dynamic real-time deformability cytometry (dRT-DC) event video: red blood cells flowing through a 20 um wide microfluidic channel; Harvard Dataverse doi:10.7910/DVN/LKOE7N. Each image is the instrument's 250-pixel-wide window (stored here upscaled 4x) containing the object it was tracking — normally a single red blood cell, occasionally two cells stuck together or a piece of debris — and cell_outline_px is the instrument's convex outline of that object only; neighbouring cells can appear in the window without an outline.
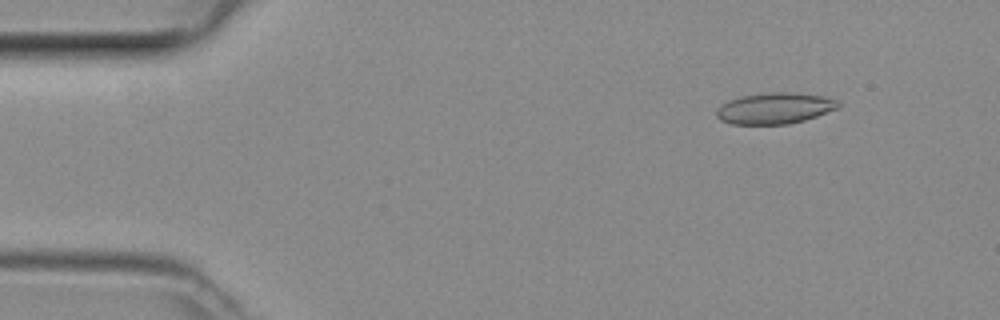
{"species": "common noctule bat (a hibernating species)", "species_latin": "Nyctalus noctula", "temperature_condition": "room temperature", "stored_images_in_passage": 13, "camera_frame_rate_fps": 3000, "um_per_image_px": 0.085, "animal": {"sex": "female", "body_mass_g": 29.2, "forearm_length_mm": 56.3}, "frame": {"image": 1, "passage_image": 6, "time_ms": 1.667, "image_size_px": [1000, 320], "cell_outline_px": [[840, 104], [836, 108], [816, 116], [804, 120], [788, 124], [732, 124], [720, 120], [716, 116], [716, 112], [720, 104], [728, 100], [740, 96], [772, 92], [788, 92], [824, 96], [840, 100]], "centroid_in_image_um": [65.83, 9.2], "position_along_channel_um": 19.2, "area_um2": 22.08}}